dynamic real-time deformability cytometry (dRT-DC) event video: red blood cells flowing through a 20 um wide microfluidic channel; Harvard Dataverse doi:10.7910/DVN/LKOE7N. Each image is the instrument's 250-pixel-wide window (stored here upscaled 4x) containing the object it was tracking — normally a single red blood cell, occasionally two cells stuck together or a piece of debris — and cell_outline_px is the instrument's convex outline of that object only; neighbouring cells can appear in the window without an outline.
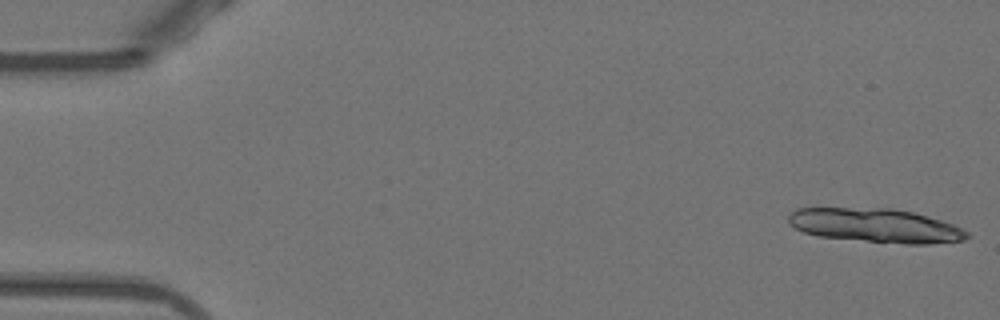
{"species": "Egyptian fruit bat (a non-hibernating species)", "species_latin": "Rousettus aegyptiacus", "temperature_condition": "warm", "stored_images_in_passage": 13, "camera_frame_rate_fps": 3000, "um_per_image_px": 0.085, "animal": {"sex": "female"}, "frame": {"image": 1, "passage_image": 1, "time_ms": 0.0, "image_size_px": [1000, 320], "cell_outline_px": [[972, 236], [964, 240], [928, 244], [904, 244], [820, 236], [804, 232], [788, 224], [788, 216], [796, 208], [892, 208], [912, 212], [940, 220], [952, 224], [968, 232]], "centroid_in_image_um": [74.43, 19.17], "position_along_channel_um": 10.6, "area_um2": 35.14}}